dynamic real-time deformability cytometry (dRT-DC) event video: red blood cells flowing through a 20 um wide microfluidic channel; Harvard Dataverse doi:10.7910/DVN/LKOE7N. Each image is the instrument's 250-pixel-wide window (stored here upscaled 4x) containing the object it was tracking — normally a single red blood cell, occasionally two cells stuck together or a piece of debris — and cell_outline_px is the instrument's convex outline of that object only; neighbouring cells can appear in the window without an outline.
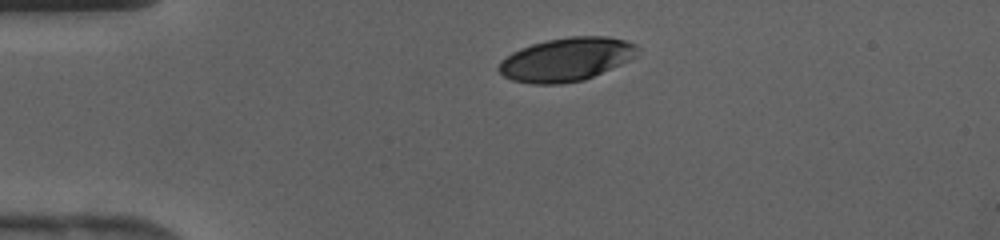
{"species": "human", "species_latin": "Homo sapiens", "temperature_condition": "cold", "stored_images_in_passage": 28, "camera_frame_rate_fps": 3000, "um_per_image_px": 0.085, "donor": {"sex": "female"}, "frame": {"image": 1, "passage_image": 1, "time_ms": 0.0, "image_size_px": [1000, 240], "cell_outline_px": [[640, 56], [584, 80], [560, 84], [532, 84], [512, 80], [504, 76], [496, 68], [500, 60], [512, 52], [520, 48], [532, 44], [548, 40], [572, 36], [608, 36], [624, 40], [636, 44], [640, 48]], "centroid_in_image_um": [48.17, 5.05], "position_along_channel_um": 36.8, "area_um2": 35.49}}
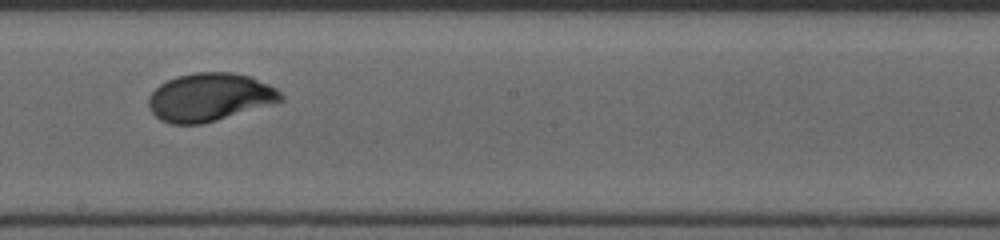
{"frame": {"image": 2, "passage_image": 16, "time_ms": 5.0, "image_size_px": [1000, 240], "cell_outline_px": [[284, 100], [216, 120], [200, 124], [168, 124], [160, 120], [152, 112], [148, 104], [148, 96], [160, 84], [176, 76], [196, 72], [232, 72], [248, 76], [268, 84], [276, 88], [284, 96]], "centroid_in_image_um": [17.79, 8.26], "position_along_channel_um": 230.4, "area_um2": 36.82}}
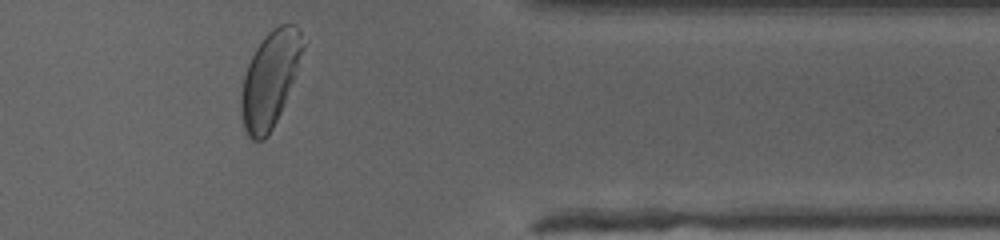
{"frame": {"image": 3, "passage_image": 27, "time_ms": 8.667, "image_size_px": [1000, 240], "cell_outline_px": [[308, 40], [280, 112], [272, 128], [264, 140], [252, 140], [248, 136], [244, 128], [240, 108], [240, 92], [244, 76], [248, 64], [256, 48], [264, 36], [272, 28], [280, 24], [296, 24], [300, 28]], "centroid_in_image_um": [22.96, 6.66], "position_along_channel_um": 388.4, "area_um2": 34.45}}